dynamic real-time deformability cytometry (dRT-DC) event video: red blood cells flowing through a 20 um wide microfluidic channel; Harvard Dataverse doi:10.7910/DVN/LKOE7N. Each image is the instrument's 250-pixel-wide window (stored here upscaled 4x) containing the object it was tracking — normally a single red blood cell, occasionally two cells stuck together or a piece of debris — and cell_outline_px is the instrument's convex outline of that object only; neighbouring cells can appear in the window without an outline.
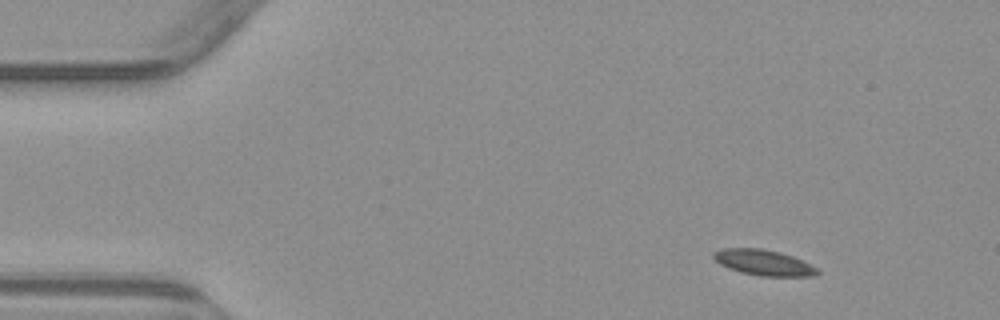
{"species": "common noctule bat (a hibernating species)", "species_latin": "Nyctalus noctula", "temperature_condition": "warm", "stored_images_in_passage": 3, "camera_frame_rate_fps": 3000, "um_per_image_px": 0.085, "animal": {"sex": "male", "body_mass_g": 23.1, "forearm_length_mm": 52.7}, "frame": {"image": 1, "passage_image": 1, "time_ms": 0.0, "image_size_px": [1000, 320], "cell_outline_px": [[820, 272], [816, 276], [760, 276], [740, 272], [728, 268], [720, 264], [712, 256], [712, 252], [720, 248], [764, 248], [780, 252], [792, 256], [816, 268]], "centroid_in_image_um": [64.86, 22.31], "position_along_channel_um": 20.1, "area_um2": 15.55}}
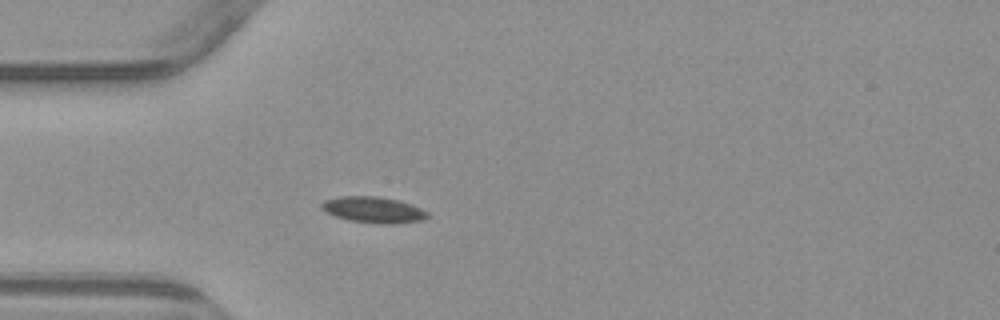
{"frame": {"image": 2, "passage_image": 3, "time_ms": 3.0, "image_size_px": [1000, 320], "cell_outline_px": [[432, 216], [420, 220], [396, 224], [376, 224], [348, 220], [336, 216], [320, 208], [320, 204], [324, 200], [340, 196], [376, 196], [400, 200], [412, 204], [428, 212]], "centroid_in_image_um": [31.77, 17.83], "position_along_channel_um": 53.2, "area_um2": 16.3}}